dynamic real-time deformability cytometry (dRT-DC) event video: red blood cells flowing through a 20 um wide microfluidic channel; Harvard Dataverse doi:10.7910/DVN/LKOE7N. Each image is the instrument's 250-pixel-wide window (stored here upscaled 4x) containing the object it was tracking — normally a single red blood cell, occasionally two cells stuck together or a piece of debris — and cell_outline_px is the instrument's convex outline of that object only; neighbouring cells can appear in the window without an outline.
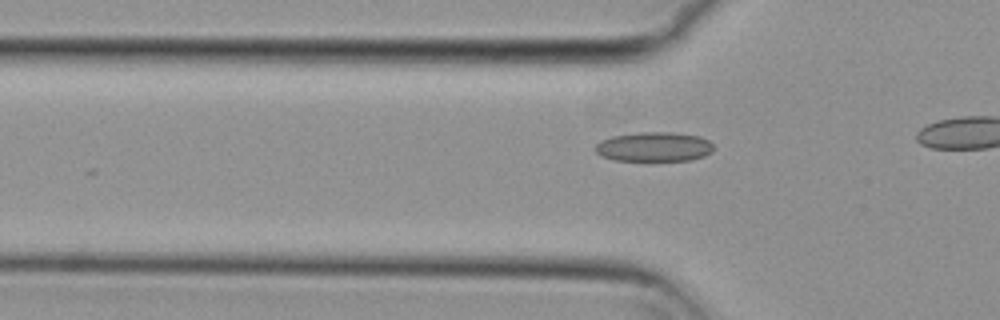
{"species": "common noctule bat (a hibernating species)", "species_latin": "Nyctalus noctula", "temperature_condition": "cold", "stored_images_in_passage": 8, "camera_frame_rate_fps": 3000, "um_per_image_px": 0.085, "animal": {"sex": "female", "body_mass_g": 29.2, "forearm_length_mm": 56.3}, "frame": {"image": 1, "passage_image": 2, "time_ms": 0.333, "image_size_px": [1000, 320], "cell_outline_px": [[712, 152], [704, 156], [692, 160], [612, 160], [600, 156], [596, 152], [596, 144], [600, 140], [612, 136], [640, 132], [672, 132], [700, 136], [708, 140], [712, 144]], "centroid_in_image_um": [55.58, 12.47], "position_along_channel_um": 70.2, "area_um2": 20.35}}
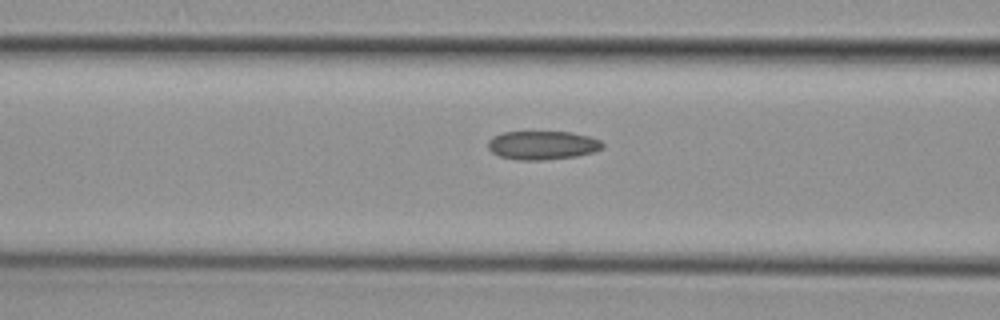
{"frame": {"image": 2, "passage_image": 6, "time_ms": 1.667, "image_size_px": [1000, 320], "cell_outline_px": [[604, 148], [596, 152], [576, 156], [544, 160], [516, 160], [500, 156], [492, 152], [488, 148], [488, 140], [492, 136], [504, 132], [572, 132], [588, 136], [600, 140], [604, 144]], "centroid_in_image_um": [46.13, 12.35], "position_along_channel_um": 120.5, "area_um2": 19.31}}